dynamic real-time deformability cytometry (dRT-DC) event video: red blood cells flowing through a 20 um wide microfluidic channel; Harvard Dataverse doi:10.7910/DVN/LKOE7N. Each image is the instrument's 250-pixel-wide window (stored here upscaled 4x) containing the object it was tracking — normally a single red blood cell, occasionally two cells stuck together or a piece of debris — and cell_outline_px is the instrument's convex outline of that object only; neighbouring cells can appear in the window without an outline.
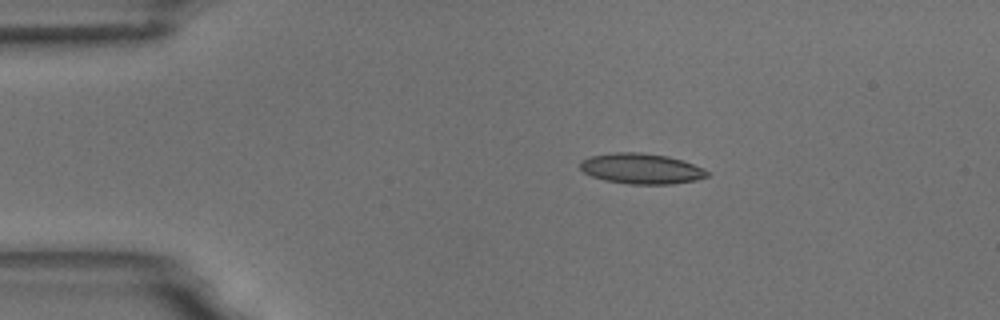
{"species": "common noctule bat (a hibernating species)", "species_latin": "Nyctalus noctula", "temperature_condition": "room temperature", "stored_images_in_passage": 5, "camera_frame_rate_fps": 3000, "um_per_image_px": 0.085, "animal": {"sex": "male", "body_mass_g": 18.8}, "frame": {"image": 1, "passage_image": 1, "time_ms": 0.0, "image_size_px": [1000, 320], "cell_outline_px": [[708, 176], [696, 180], [672, 184], [628, 184], [604, 180], [592, 176], [584, 172], [580, 168], [580, 160], [592, 156], [612, 152], [640, 152], [668, 156], [704, 168], [708, 172]], "centroid_in_image_um": [54.49, 14.33], "position_along_channel_um": 30.5, "area_um2": 22.54}}
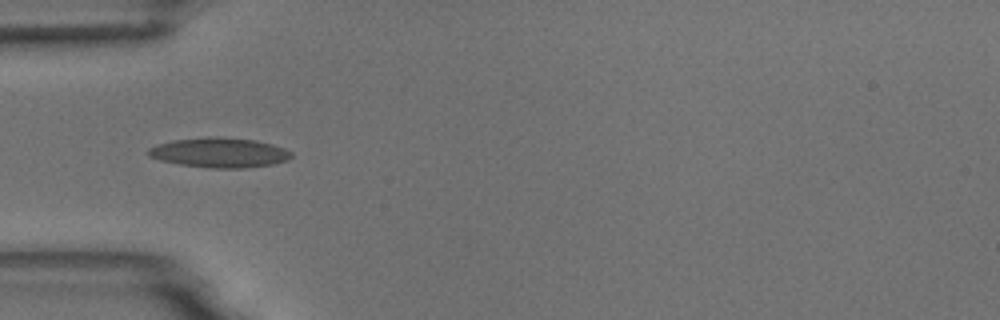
{"frame": {"image": 2, "passage_image": 3, "time_ms": 2.333, "image_size_px": [1000, 320], "cell_outline_px": [[292, 156], [288, 160], [272, 164], [244, 168], [208, 168], [180, 164], [160, 160], [148, 156], [144, 152], [148, 148], [156, 144], [172, 140], [208, 136], [216, 136], [256, 140], [272, 144], [284, 148], [292, 152]], "centroid_in_image_um": [18.61, 12.96], "position_along_channel_um": 66.4, "area_um2": 25.14}}